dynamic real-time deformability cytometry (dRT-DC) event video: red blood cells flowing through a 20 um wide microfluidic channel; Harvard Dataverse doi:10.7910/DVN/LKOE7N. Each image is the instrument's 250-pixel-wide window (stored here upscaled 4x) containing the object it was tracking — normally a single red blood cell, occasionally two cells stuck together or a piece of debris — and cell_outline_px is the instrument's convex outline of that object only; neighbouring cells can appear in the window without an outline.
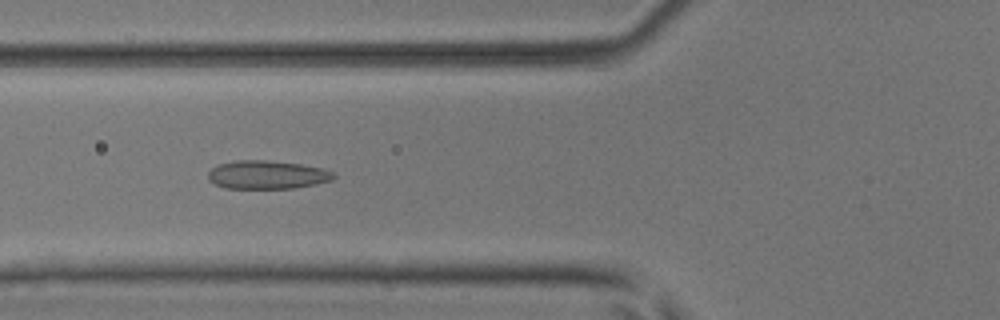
{"species": "common noctule bat (a hibernating species)", "species_latin": "Nyctalus noctula", "temperature_condition": "room temperature", "stored_images_in_passage": 6, "camera_frame_rate_fps": 3000, "um_per_image_px": 0.085, "animal": {"sex": "male", "body_mass_g": 17.9, "forearm_length_mm": 54.2}, "frame": {"image": 1, "passage_image": 6, "time_ms": 1.667, "image_size_px": [1000, 320], "cell_outline_px": [[336, 176], [332, 180], [316, 184], [292, 188], [224, 188], [208, 180], [208, 172], [212, 168], [220, 164], [236, 160], [264, 160], [300, 164], [324, 168], [332, 172]], "centroid_in_image_um": [22.71, 14.85], "position_along_channel_um": 103.1, "area_um2": 20.69}}